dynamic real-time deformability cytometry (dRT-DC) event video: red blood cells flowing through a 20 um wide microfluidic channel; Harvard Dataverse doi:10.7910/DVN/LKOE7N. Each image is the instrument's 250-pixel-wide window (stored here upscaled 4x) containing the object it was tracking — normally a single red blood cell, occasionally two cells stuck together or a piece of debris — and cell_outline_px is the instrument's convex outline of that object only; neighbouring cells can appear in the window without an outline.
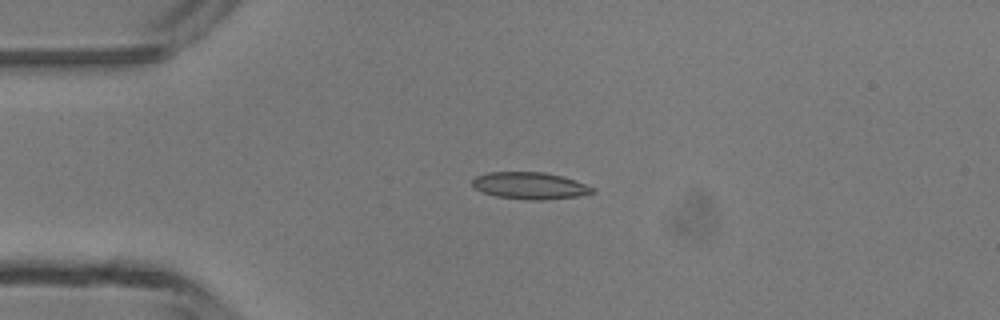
{"species": "common noctule bat (a hibernating species)", "species_latin": "Nyctalus noctula", "temperature_condition": "room temperature", "stored_images_in_passage": 6, "camera_frame_rate_fps": 3000, "um_per_image_px": 0.085, "animal": {"sex": "male", "body_mass_g": 13.3}, "frame": {"image": 1, "passage_image": 4, "time_ms": 3.667, "image_size_px": [1000, 320], "cell_outline_px": [[596, 192], [588, 196], [544, 200], [528, 200], [496, 196], [484, 192], [476, 188], [472, 184], [472, 180], [476, 176], [488, 172], [544, 172], [564, 176], [596, 188]], "centroid_in_image_um": [45.15, 15.79], "position_along_channel_um": 39.9, "area_um2": 19.19}}